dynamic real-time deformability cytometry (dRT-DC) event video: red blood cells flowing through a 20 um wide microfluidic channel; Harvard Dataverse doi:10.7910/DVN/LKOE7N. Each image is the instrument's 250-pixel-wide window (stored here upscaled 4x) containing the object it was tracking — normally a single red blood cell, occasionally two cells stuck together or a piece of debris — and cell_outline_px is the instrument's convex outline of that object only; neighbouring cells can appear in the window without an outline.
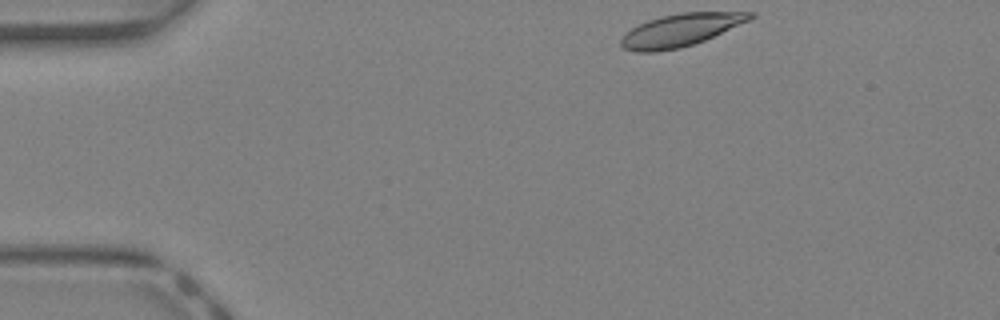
{"species": "Egyptian fruit bat (a non-hibernating species)", "species_latin": "Rousettus aegyptiacus", "temperature_condition": "warm", "stored_images_in_passage": 6, "camera_frame_rate_fps": 3000, "um_per_image_px": 0.085, "animal": {"sex": "female"}, "frame": {"image": 1, "passage_image": 1, "time_ms": 0.0, "image_size_px": [1000, 320], "cell_outline_px": [[756, 16], [748, 20], [704, 40], [680, 48], [656, 52], [636, 52], [624, 48], [620, 44], [620, 40], [632, 28], [648, 20], [660, 16], [680, 12], [756, 12]], "centroid_in_image_um": [57.83, 2.55], "position_along_channel_um": 27.2, "area_um2": 24.16}}